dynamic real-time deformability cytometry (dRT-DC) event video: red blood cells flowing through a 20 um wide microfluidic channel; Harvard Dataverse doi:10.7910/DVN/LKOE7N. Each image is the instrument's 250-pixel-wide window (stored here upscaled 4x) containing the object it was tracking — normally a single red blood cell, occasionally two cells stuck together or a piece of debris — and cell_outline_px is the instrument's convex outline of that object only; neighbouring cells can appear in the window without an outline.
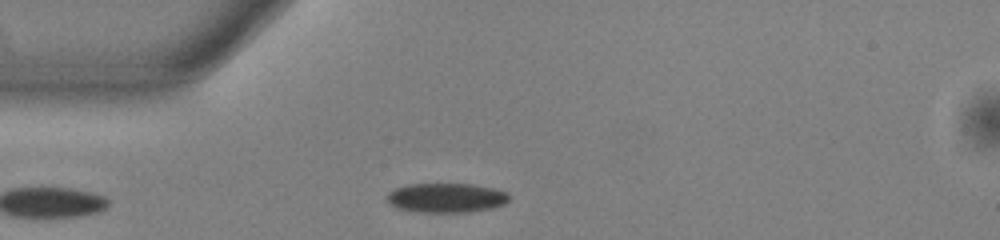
{"species": "common noctule bat (a hibernating species)", "species_latin": "Nyctalus noctula", "temperature_condition": "warm", "stored_images_in_passage": 39, "camera_frame_rate_fps": 3000, "um_per_image_px": 0.085, "animal": {"sex": "male", "body_mass_g": 13.0, "forearm_length_mm": 53.1}, "frame": {"image": 1, "passage_image": 1, "time_ms": 0.0, "image_size_px": [1000, 240], "cell_outline_px": [[508, 200], [504, 204], [492, 208], [468, 212], [416, 212], [396, 208], [388, 204], [388, 192], [396, 188], [408, 184], [472, 184], [496, 188], [508, 192]], "centroid_in_image_um": [37.93, 16.81], "position_along_channel_um": 47.1, "area_um2": 21.1}}
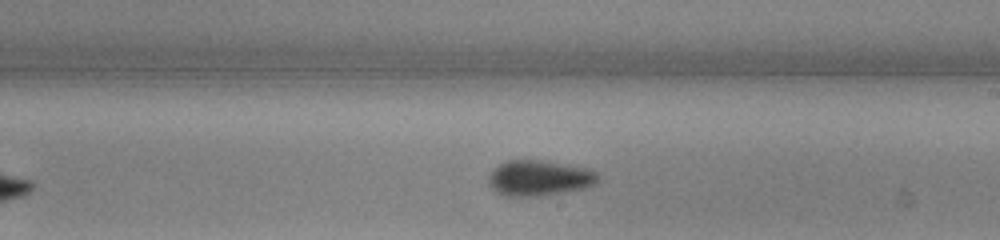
{"frame": {"image": 2, "passage_image": 17, "time_ms": 5.333, "image_size_px": [1000, 240], "cell_outline_px": [[600, 180], [596, 184], [584, 188], [540, 196], [508, 196], [496, 192], [488, 184], [488, 176], [500, 164], [508, 160], [540, 160], [584, 168], [600, 172]], "centroid_in_image_um": [45.86, 15.14], "position_along_channel_um": 243.1, "area_um2": 22.54}}
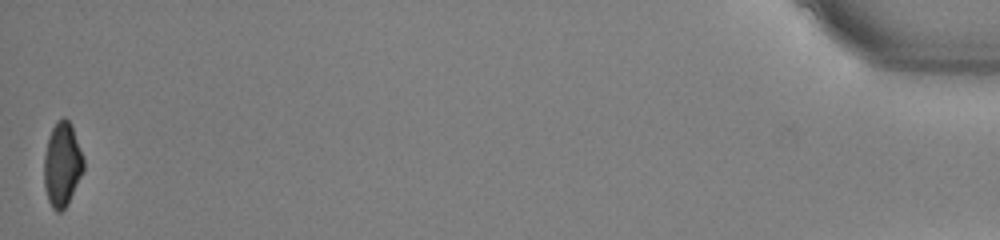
{"frame": {"image": 3, "passage_image": 39, "time_ms": 12.667, "image_size_px": [1000, 240], "cell_outline_px": [[84, 168], [68, 204], [60, 212], [56, 212], [52, 208], [48, 200], [44, 188], [44, 156], [48, 140], [52, 128], [56, 120], [64, 116], [72, 124], [84, 160]], "centroid_in_image_um": [5.28, 13.97], "position_along_channel_um": 429.9, "area_um2": 19.42}, "authors_computed_cell_mechanics": {"area_um2": 21.5016, "velocity_mm_per_s": 3.9491, "shape_relaxation_time_tau1_ms": 6.2709, "shape_relaxation_time_tau2_ms": 3.9348, "deformation_change_tau1": 0.1596, "deformation_change_tau2": 0.0783}}